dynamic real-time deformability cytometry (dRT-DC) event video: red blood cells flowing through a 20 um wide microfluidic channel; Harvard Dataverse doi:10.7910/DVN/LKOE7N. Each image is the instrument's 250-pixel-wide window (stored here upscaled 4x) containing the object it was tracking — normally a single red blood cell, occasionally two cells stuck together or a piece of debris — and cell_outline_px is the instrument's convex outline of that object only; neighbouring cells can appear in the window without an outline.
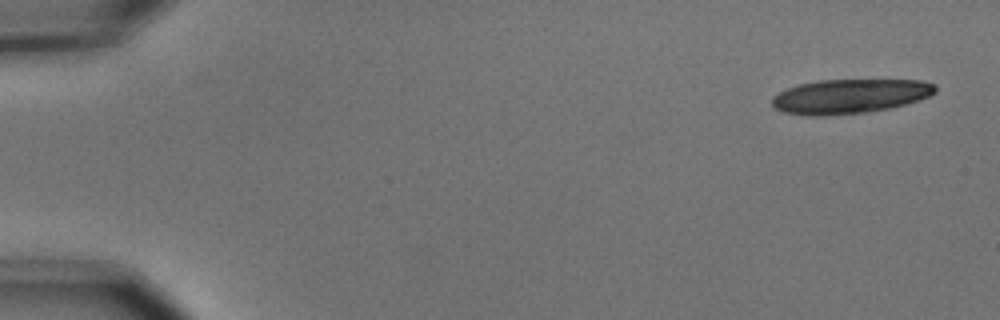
{"species": "common noctule bat (a hibernating species)", "species_latin": "Nyctalus noctula", "temperature_condition": "cold", "stored_images_in_passage": 5, "camera_frame_rate_fps": 3000, "um_per_image_px": 0.085, "animal": {"sex": "male", "body_mass_g": 15.6}, "frame": {"image": 1, "passage_image": 1, "time_ms": 0.0, "image_size_px": [1000, 320], "cell_outline_px": [[936, 92], [920, 100], [888, 108], [864, 112], [824, 116], [808, 116], [784, 112], [776, 108], [772, 104], [772, 96], [788, 88], [800, 84], [820, 80], [924, 80], [936, 84]], "centroid_in_image_um": [72.25, 8.18], "position_along_channel_um": 12.8, "area_um2": 32.6}}